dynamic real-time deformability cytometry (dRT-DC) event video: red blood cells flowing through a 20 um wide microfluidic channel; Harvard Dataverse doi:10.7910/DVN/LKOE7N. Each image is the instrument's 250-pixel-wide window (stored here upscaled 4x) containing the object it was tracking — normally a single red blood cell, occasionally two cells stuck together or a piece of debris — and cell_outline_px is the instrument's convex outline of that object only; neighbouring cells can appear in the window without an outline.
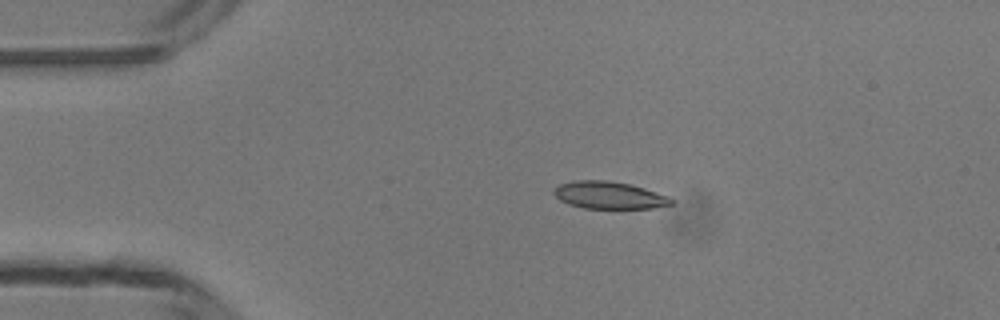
{"species": "common noctule bat (a hibernating species)", "species_latin": "Nyctalus noctula", "temperature_condition": "room temperature", "stored_images_in_passage": 4, "camera_frame_rate_fps": 3000, "um_per_image_px": 0.085, "animal": {"sex": "male", "body_mass_g": 13.3}, "frame": {"image": 1, "passage_image": 3, "time_ms": 3.0, "image_size_px": [1000, 320], "cell_outline_px": [[676, 204], [652, 208], [584, 208], [568, 204], [560, 200], [552, 192], [560, 184], [572, 180], [604, 180], [628, 184], [644, 188], [668, 196], [676, 200]], "centroid_in_image_um": [51.81, 16.6], "position_along_channel_um": 33.2, "area_um2": 18.67}}